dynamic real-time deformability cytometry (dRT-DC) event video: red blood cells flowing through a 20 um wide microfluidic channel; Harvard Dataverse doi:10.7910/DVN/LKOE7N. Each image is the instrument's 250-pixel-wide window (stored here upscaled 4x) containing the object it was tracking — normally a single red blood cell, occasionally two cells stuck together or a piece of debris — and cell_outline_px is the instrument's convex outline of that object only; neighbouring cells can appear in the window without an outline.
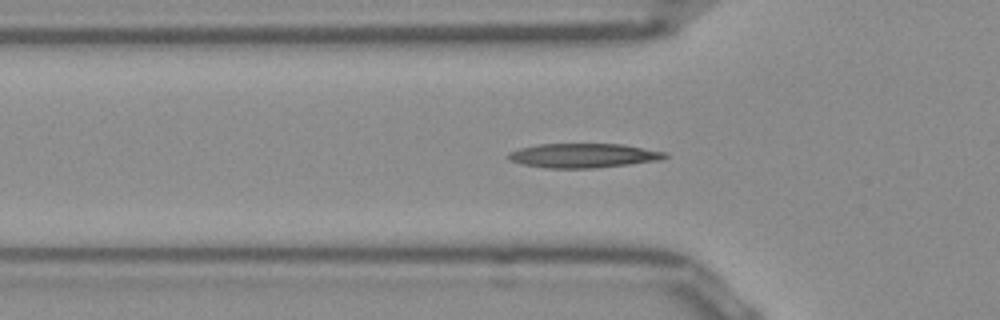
{"species": "Egyptian fruit bat (a non-hibernating species)", "species_latin": "Rousettus aegyptiacus", "temperature_condition": "room temperature", "stored_images_in_passage": 43, "camera_frame_rate_fps": 3000, "um_per_image_px": 0.085, "frame": {"image": 1, "passage_image": 15, "time_ms": 4.667, "image_size_px": [1000, 320], "cell_outline_px": [[668, 156], [660, 160], [596, 168], [548, 168], [524, 164], [508, 160], [508, 152], [520, 148], [540, 144], [624, 144], [664, 152]], "centroid_in_image_um": [49.57, 13.22], "position_along_channel_um": 76.2, "area_um2": 22.02}}
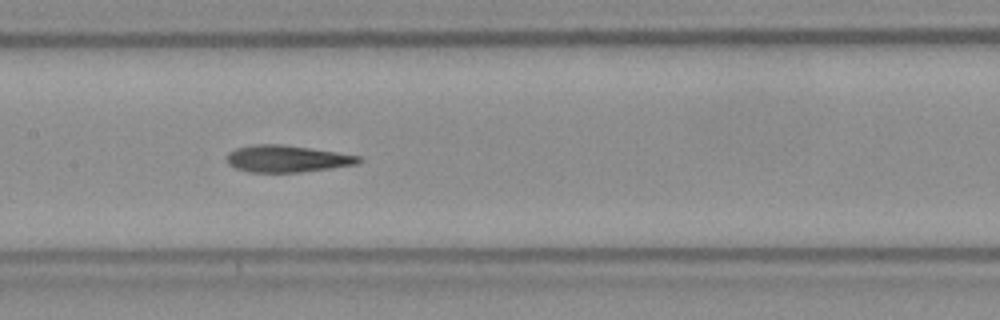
{"frame": {"image": 2, "passage_image": 23, "time_ms": 7.333, "image_size_px": [1000, 320], "cell_outline_px": [[364, 160], [356, 164], [300, 172], [248, 172], [236, 168], [228, 164], [228, 152], [236, 148], [252, 144], [280, 144], [336, 152], [360, 156]], "centroid_in_image_um": [24.37, 13.49], "position_along_channel_um": 183.0, "area_um2": 20.46}}
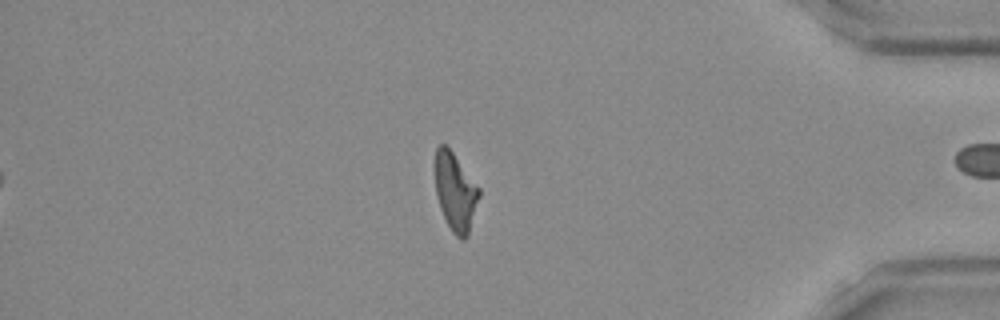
{"frame": {"image": 3, "passage_image": 42, "time_ms": 13.667, "image_size_px": [1000, 320], "cell_outline_px": [[480, 196], [468, 236], [464, 240], [460, 240], [452, 232], [440, 208], [436, 192], [432, 164], [436, 148], [440, 144], [444, 144], [452, 152], [480, 188]], "centroid_in_image_um": [38.67, 16.29], "position_along_channel_um": 396.5, "area_um2": 20.35}, "authors_computed_cell_mechanics": {"area_um2": 20.6346, "velocity_mm_per_s": 3.9533, "shape_relaxation_time_tau1_ms": 7.2096, "shape_relaxation_time_tau2_ms": 3.9626, "deformation_change_tau1": 0.2183, "deformation_change_tau2": 0.1314}}